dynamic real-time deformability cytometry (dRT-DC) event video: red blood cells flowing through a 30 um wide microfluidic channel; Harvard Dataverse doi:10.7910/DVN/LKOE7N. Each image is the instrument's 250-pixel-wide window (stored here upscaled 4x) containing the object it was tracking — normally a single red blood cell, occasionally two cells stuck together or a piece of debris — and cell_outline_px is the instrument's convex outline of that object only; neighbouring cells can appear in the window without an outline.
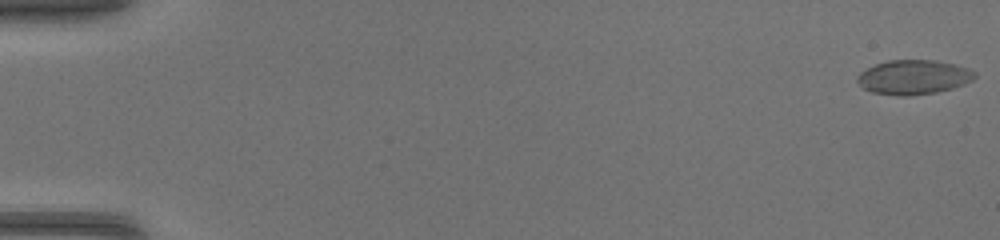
{"species": "common noctule bat (a hibernating species)", "species_latin": "Nyctalus noctula", "temperature_condition": "warm", "stored_images_in_passage": 47, "camera_frame_rate_fps": 3000, "um_per_image_px": 0.085, "animal": {"sex": "female", "body_mass_g": 17.0, "forearm_length_mm": 48.0}, "frame": {"image": 1, "passage_image": 1, "time_ms": 0.0, "image_size_px": [1000, 240], "cell_outline_px": [[976, 76], [972, 80], [964, 84], [952, 88], [936, 92], [908, 96], [900, 96], [872, 92], [864, 88], [856, 80], [856, 76], [860, 72], [876, 64], [888, 60], [936, 60], [956, 64], [968, 68], [976, 72]], "centroid_in_image_um": [77.66, 6.55], "position_along_channel_um": 7.3, "area_um2": 23.58}}
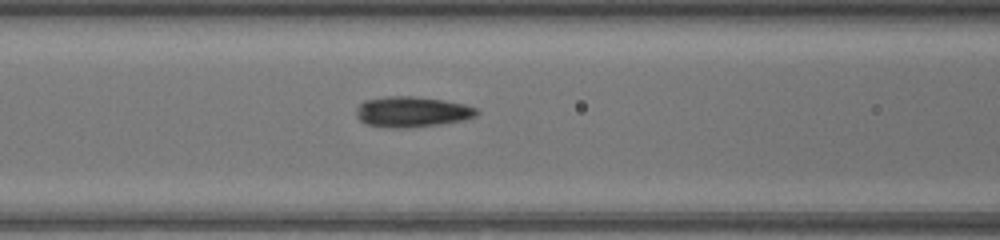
{"frame": {"image": 2, "passage_image": 21, "time_ms": 6.667, "image_size_px": [1000, 240], "cell_outline_px": [[480, 112], [476, 116], [464, 120], [440, 124], [404, 128], [392, 128], [368, 124], [360, 120], [356, 116], [356, 108], [364, 100], [388, 96], [412, 96], [444, 100], [464, 104], [476, 108]], "centroid_in_image_um": [35.03, 9.5], "position_along_channel_um": 131.6, "area_um2": 21.44}}
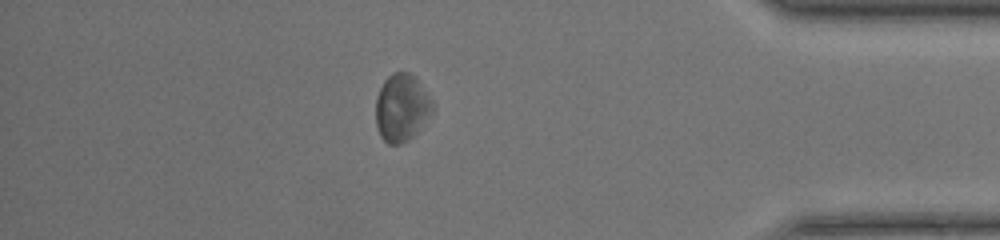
{"frame": {"image": 3, "passage_image": 41, "time_ms": 13.333, "image_size_px": [1000, 240], "cell_outline_px": [[432, 112], [416, 132], [408, 140], [400, 144], [388, 144], [380, 136], [376, 124], [376, 96], [384, 80], [392, 72], [408, 72], [416, 76], [428, 92], [432, 100]], "centroid_in_image_um": [34.13, 9.12], "position_along_channel_um": 401.1, "area_um2": 22.37}}